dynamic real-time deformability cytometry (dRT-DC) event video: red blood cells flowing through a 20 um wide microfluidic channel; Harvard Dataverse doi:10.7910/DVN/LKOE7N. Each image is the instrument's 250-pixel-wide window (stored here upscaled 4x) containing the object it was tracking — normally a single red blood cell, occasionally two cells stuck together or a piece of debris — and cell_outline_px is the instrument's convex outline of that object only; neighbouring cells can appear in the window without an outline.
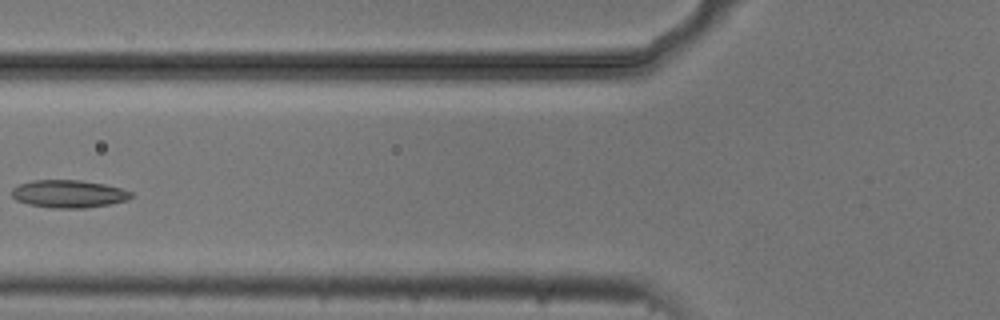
{"species": "common noctule bat (a hibernating species)", "species_latin": "Nyctalus noctula", "temperature_condition": "cold", "stored_images_in_passage": 5, "camera_frame_rate_fps": 3000, "um_per_image_px": 0.085, "animal": {"sex": "male", "body_mass_g": 20.5, "forearm_length_mm": 52.5}, "frame": {"image": 1, "passage_image": 4, "time_ms": 1.0, "image_size_px": [1000, 320], "cell_outline_px": [[132, 196], [128, 200], [112, 204], [84, 208], [52, 208], [28, 204], [16, 200], [12, 196], [12, 188], [20, 184], [32, 180], [80, 180], [104, 184], [120, 188], [132, 192]], "centroid_in_image_um": [5.84, 16.48], "position_along_channel_um": 120.0, "area_um2": 19.31}}
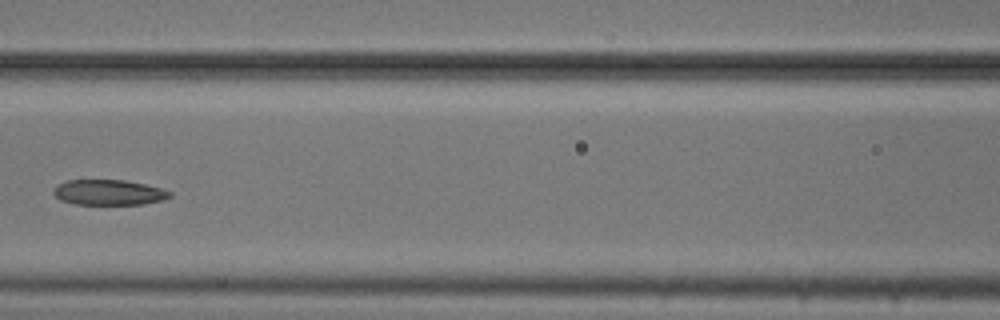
{"frame": {"image": 2, "passage_image": 5, "time_ms": 1.333, "image_size_px": [1000, 320], "cell_outline_px": [[172, 196], [160, 200], [144, 204], [76, 204], [60, 200], [52, 192], [60, 184], [68, 180], [124, 180], [164, 188], [172, 192]], "centroid_in_image_um": [9.29, 16.35], "position_along_channel_um": 157.3, "area_um2": 17.05}}